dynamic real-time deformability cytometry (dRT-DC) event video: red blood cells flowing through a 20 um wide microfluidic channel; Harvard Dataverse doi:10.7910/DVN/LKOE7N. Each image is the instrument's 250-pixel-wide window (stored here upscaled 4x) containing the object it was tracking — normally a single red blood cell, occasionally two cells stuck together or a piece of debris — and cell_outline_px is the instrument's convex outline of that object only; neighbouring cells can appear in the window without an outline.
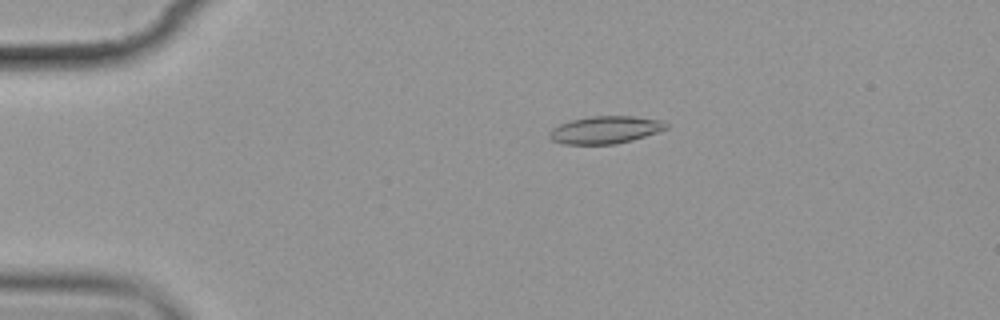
{"species": "common noctule bat (a hibernating species)", "species_latin": "Nyctalus noctula", "temperature_condition": "cold", "stored_images_in_passage": 8, "camera_frame_rate_fps": 3000, "um_per_image_px": 0.085, "animal": {"sex": "female", "body_mass_g": 19.9}, "frame": {"image": 1, "passage_image": 3, "time_ms": 2.333, "image_size_px": [1000, 320], "cell_outline_px": [[668, 128], [644, 136], [616, 144], [564, 144], [552, 140], [548, 132], [552, 128], [560, 124], [572, 120], [592, 116], [632, 116], [660, 120], [668, 124]], "centroid_in_image_um": [51.43, 11.03], "position_along_channel_um": 33.6, "area_um2": 18.44}}
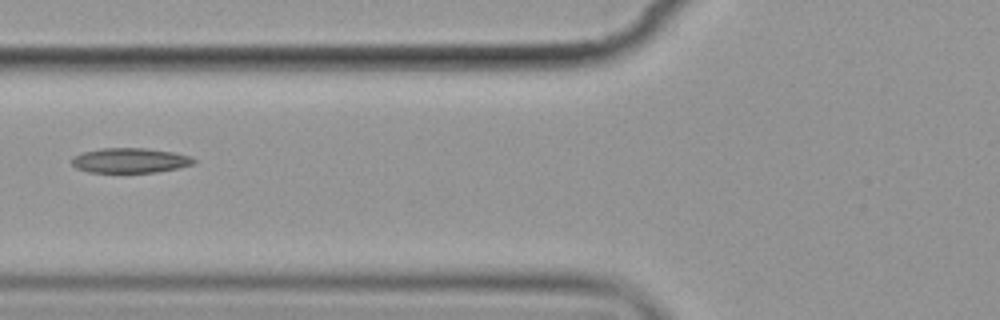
{"frame": {"image": 2, "passage_image": 6, "time_ms": 6.0, "image_size_px": [1000, 320], "cell_outline_px": [[196, 164], [156, 172], [88, 172], [76, 168], [72, 164], [72, 156], [84, 152], [100, 148], [148, 148], [172, 152], [192, 156], [196, 160]], "centroid_in_image_um": [11.07, 13.63], "position_along_channel_um": 114.7, "area_um2": 17.74}}
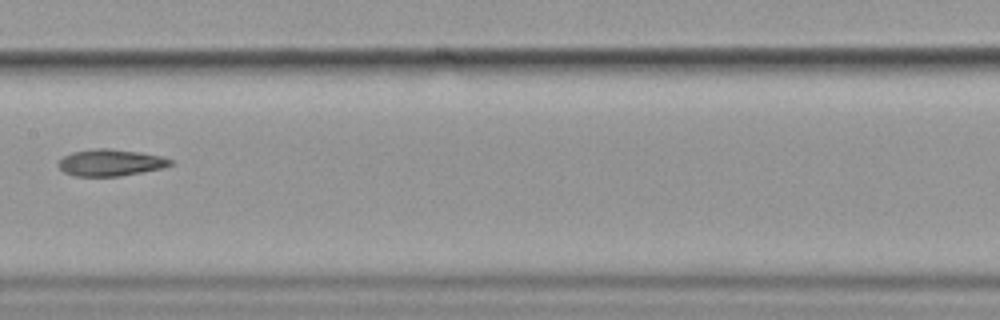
{"frame": {"image": 3, "passage_image": 8, "time_ms": 8.333, "image_size_px": [1000, 320], "cell_outline_px": [[172, 164], [164, 168], [120, 176], [76, 176], [64, 172], [56, 164], [64, 156], [72, 152], [96, 148], [108, 148], [140, 152], [160, 156], [172, 160]], "centroid_in_image_um": [9.39, 13.82], "position_along_channel_um": 198.0, "area_um2": 17.4}}